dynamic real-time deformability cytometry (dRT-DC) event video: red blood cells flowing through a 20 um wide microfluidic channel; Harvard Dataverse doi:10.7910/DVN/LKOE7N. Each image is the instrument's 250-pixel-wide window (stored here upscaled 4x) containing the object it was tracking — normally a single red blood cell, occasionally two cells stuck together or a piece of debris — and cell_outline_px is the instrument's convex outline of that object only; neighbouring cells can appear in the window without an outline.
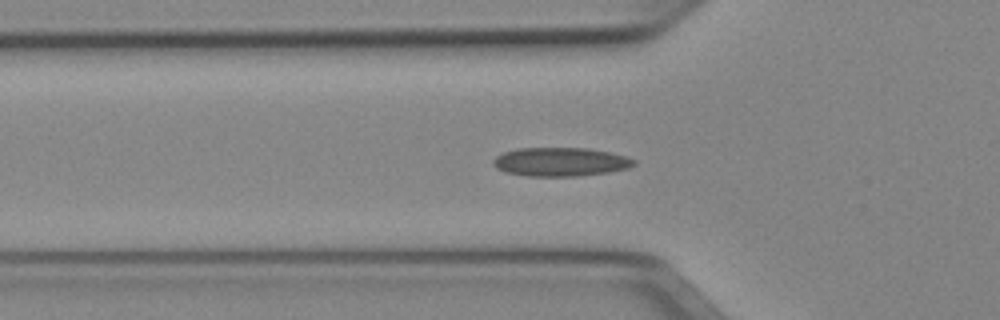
{"species": "Egyptian fruit bat (a non-hibernating species)", "species_latin": "Rousettus aegyptiacus", "temperature_condition": "cold", "stored_images_in_passage": 42, "camera_frame_rate_fps": 3000, "um_per_image_px": 0.085, "animal": {"sex": "female"}, "frame": {"image": 1, "passage_image": 7, "time_ms": 2.0, "image_size_px": [1000, 320], "cell_outline_px": [[636, 164], [628, 168], [608, 172], [576, 176], [528, 176], [508, 172], [496, 168], [492, 164], [492, 160], [496, 156], [504, 152], [516, 148], [588, 148], [608, 152], [624, 156], [636, 160]], "centroid_in_image_um": [47.62, 13.75], "position_along_channel_um": 78.2, "area_um2": 23.47}}
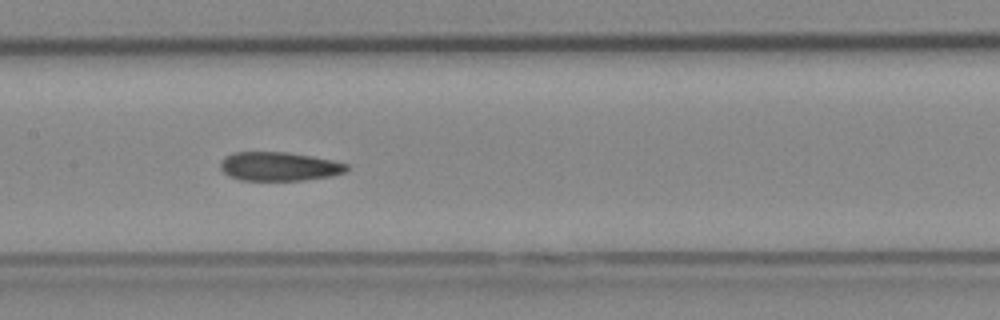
{"frame": {"image": 2, "passage_image": 15, "time_ms": 4.667, "image_size_px": [1000, 320], "cell_outline_px": [[348, 168], [344, 172], [332, 176], [304, 180], [240, 180], [228, 176], [220, 168], [220, 160], [224, 156], [236, 152], [288, 152], [312, 156], [332, 160], [348, 164]], "centroid_in_image_um": [23.7, 14.14], "position_along_channel_um": 183.7, "area_um2": 21.33}}
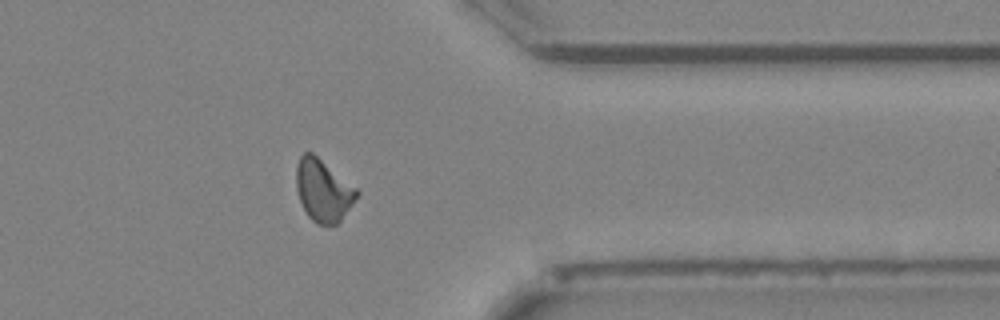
{"frame": {"image": 3, "passage_image": 31, "time_ms": 10.0, "image_size_px": [1000, 320], "cell_outline_px": [[360, 192], [352, 204], [340, 220], [336, 224], [316, 224], [308, 216], [300, 200], [296, 188], [296, 164], [300, 156], [304, 152], [312, 152], [356, 188]], "centroid_in_image_um": [27.44, 16.17], "position_along_channel_um": 384.0, "area_um2": 21.56}, "authors_computed_cell_mechanics": {"area_um2": 21.6461, "velocity_mm_per_s": 3.9477, "shape_relaxation_time_tau1_ms": null, "shape_relaxation_time_tau2_ms": 5.8916, "deformation_change_tau1": null, "deformation_change_tau2": 0.1272}}